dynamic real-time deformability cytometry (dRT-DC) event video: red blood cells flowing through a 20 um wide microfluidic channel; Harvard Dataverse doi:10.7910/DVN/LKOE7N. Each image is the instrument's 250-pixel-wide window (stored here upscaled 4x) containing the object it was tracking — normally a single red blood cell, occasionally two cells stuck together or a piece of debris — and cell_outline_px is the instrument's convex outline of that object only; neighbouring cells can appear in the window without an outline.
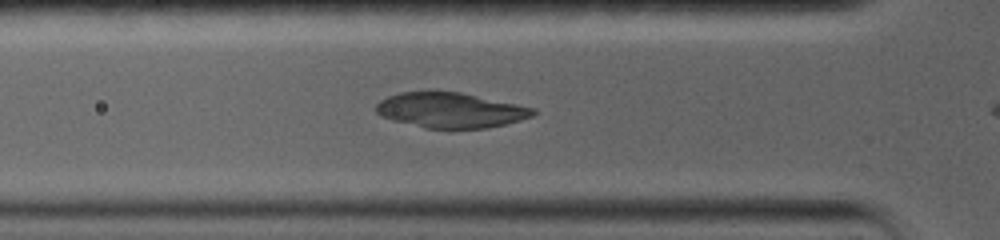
{"species": "common noctule bat (a hibernating species)", "species_latin": "Nyctalus noctula", "temperature_condition": "warm", "stored_images_in_passage": 40, "camera_frame_rate_fps": 5000, "um_per_image_px": 0.085, "animal": {"sex": "female", "body_mass_g": 19.0, "forearm_length_mm": 56.7}, "frame": {"image": 1, "passage_image": 9, "time_ms": 1.8, "image_size_px": [1000, 240], "cell_outline_px": [[536, 112], [532, 116], [520, 120], [488, 128], [424, 128], [392, 120], [380, 116], [376, 112], [376, 104], [380, 100], [388, 96], [400, 92], [432, 88], [460, 92], [536, 108]], "centroid_in_image_um": [38.23, 9.33], "position_along_channel_um": 87.6, "area_um2": 32.89}}
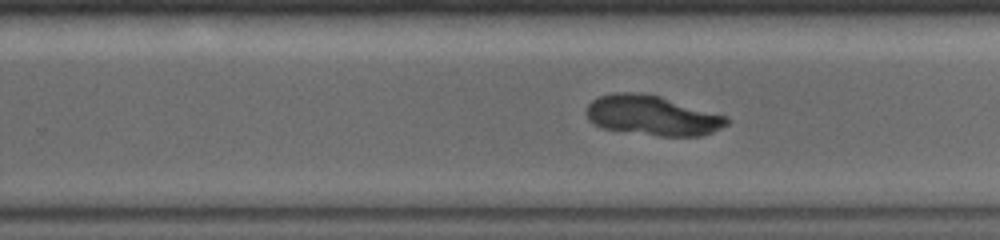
{"frame": {"image": 2, "passage_image": 26, "time_ms": 7.0, "image_size_px": [1000, 240], "cell_outline_px": [[728, 124], [712, 132], [700, 136], [660, 136], [600, 128], [592, 124], [588, 120], [584, 112], [588, 104], [592, 100], [600, 96], [612, 92], [644, 92], [660, 96], [728, 116]], "centroid_in_image_um": [55.4, 9.81], "position_along_channel_um": 274.4, "area_um2": 33.0}}
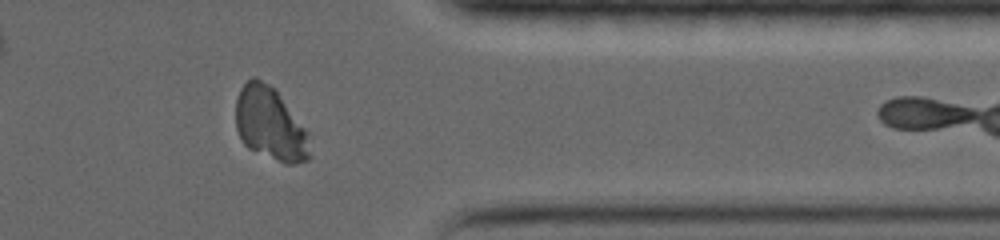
{"frame": {"image": 3, "passage_image": 36, "time_ms": 10.4, "image_size_px": [1000, 240], "cell_outline_px": [[312, 156], [308, 160], [292, 164], [284, 164], [248, 148], [244, 144], [236, 128], [236, 100], [240, 88], [252, 76], [256, 76], [276, 88], [308, 132]], "centroid_in_image_um": [22.99, 10.53], "position_along_channel_um": 388.4, "area_um2": 31.96}}